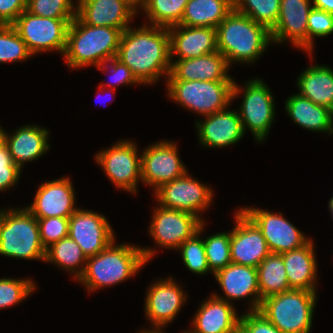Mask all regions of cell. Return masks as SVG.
Returning a JSON list of instances; mask_svg holds the SVG:
<instances>
[{"label":"cell","instance_id":"6da1fadb","mask_svg":"<svg viewBox=\"0 0 333 333\" xmlns=\"http://www.w3.org/2000/svg\"><path fill=\"white\" fill-rule=\"evenodd\" d=\"M118 60L128 66L142 84H152L171 69L170 36L168 28L143 25L130 26L122 32Z\"/></svg>","mask_w":333,"mask_h":333},{"label":"cell","instance_id":"7a4b0ae2","mask_svg":"<svg viewBox=\"0 0 333 333\" xmlns=\"http://www.w3.org/2000/svg\"><path fill=\"white\" fill-rule=\"evenodd\" d=\"M155 250L114 242L95 256L88 257L78 282L89 292L118 284L134 276L154 256Z\"/></svg>","mask_w":333,"mask_h":333},{"label":"cell","instance_id":"3957f363","mask_svg":"<svg viewBox=\"0 0 333 333\" xmlns=\"http://www.w3.org/2000/svg\"><path fill=\"white\" fill-rule=\"evenodd\" d=\"M217 50L229 66L235 62L253 63L270 45V30L233 9L216 27Z\"/></svg>","mask_w":333,"mask_h":333},{"label":"cell","instance_id":"277c9868","mask_svg":"<svg viewBox=\"0 0 333 333\" xmlns=\"http://www.w3.org/2000/svg\"><path fill=\"white\" fill-rule=\"evenodd\" d=\"M121 35L118 28L87 25L76 16L69 24L63 54L68 67L97 66L117 57Z\"/></svg>","mask_w":333,"mask_h":333},{"label":"cell","instance_id":"5b68a950","mask_svg":"<svg viewBox=\"0 0 333 333\" xmlns=\"http://www.w3.org/2000/svg\"><path fill=\"white\" fill-rule=\"evenodd\" d=\"M0 255L45 260L37 218L25 207L0 210Z\"/></svg>","mask_w":333,"mask_h":333},{"label":"cell","instance_id":"8992f818","mask_svg":"<svg viewBox=\"0 0 333 333\" xmlns=\"http://www.w3.org/2000/svg\"><path fill=\"white\" fill-rule=\"evenodd\" d=\"M316 294L291 289L264 298L258 311L282 333H310Z\"/></svg>","mask_w":333,"mask_h":333},{"label":"cell","instance_id":"52a82bcc","mask_svg":"<svg viewBox=\"0 0 333 333\" xmlns=\"http://www.w3.org/2000/svg\"><path fill=\"white\" fill-rule=\"evenodd\" d=\"M235 81L168 80V96L181 106L203 116L228 108L242 91Z\"/></svg>","mask_w":333,"mask_h":333},{"label":"cell","instance_id":"ba28073f","mask_svg":"<svg viewBox=\"0 0 333 333\" xmlns=\"http://www.w3.org/2000/svg\"><path fill=\"white\" fill-rule=\"evenodd\" d=\"M73 20L74 18L41 17L26 9L12 26L33 55L51 50H57L63 55L68 27Z\"/></svg>","mask_w":333,"mask_h":333},{"label":"cell","instance_id":"9c48e42d","mask_svg":"<svg viewBox=\"0 0 333 333\" xmlns=\"http://www.w3.org/2000/svg\"><path fill=\"white\" fill-rule=\"evenodd\" d=\"M243 102L238 111L244 132L250 129L257 142L265 140L275 118L274 97L259 78L245 83ZM247 127V128H245Z\"/></svg>","mask_w":333,"mask_h":333},{"label":"cell","instance_id":"30bf717a","mask_svg":"<svg viewBox=\"0 0 333 333\" xmlns=\"http://www.w3.org/2000/svg\"><path fill=\"white\" fill-rule=\"evenodd\" d=\"M138 154L134 142L123 140L98 152L95 157L116 187L136 193L137 183L141 180V156Z\"/></svg>","mask_w":333,"mask_h":333},{"label":"cell","instance_id":"8fae6325","mask_svg":"<svg viewBox=\"0 0 333 333\" xmlns=\"http://www.w3.org/2000/svg\"><path fill=\"white\" fill-rule=\"evenodd\" d=\"M154 193L160 206L191 213L202 222L199 212L208 209L213 199L212 188L190 177L188 172L180 178L161 185Z\"/></svg>","mask_w":333,"mask_h":333},{"label":"cell","instance_id":"7c38bea8","mask_svg":"<svg viewBox=\"0 0 333 333\" xmlns=\"http://www.w3.org/2000/svg\"><path fill=\"white\" fill-rule=\"evenodd\" d=\"M141 155V181L153 186L161 185L184 176L188 171L179 159L174 142L160 141L145 148Z\"/></svg>","mask_w":333,"mask_h":333},{"label":"cell","instance_id":"4fadbf2b","mask_svg":"<svg viewBox=\"0 0 333 333\" xmlns=\"http://www.w3.org/2000/svg\"><path fill=\"white\" fill-rule=\"evenodd\" d=\"M241 210L261 230L271 253L289 252L302 247L310 240L296 226L286 220L281 212L275 214L251 207L241 208Z\"/></svg>","mask_w":333,"mask_h":333},{"label":"cell","instance_id":"5bb4252c","mask_svg":"<svg viewBox=\"0 0 333 333\" xmlns=\"http://www.w3.org/2000/svg\"><path fill=\"white\" fill-rule=\"evenodd\" d=\"M68 236L80 246L87 258L115 242V235L106 217L84 209H77L69 217Z\"/></svg>","mask_w":333,"mask_h":333},{"label":"cell","instance_id":"9a60e30c","mask_svg":"<svg viewBox=\"0 0 333 333\" xmlns=\"http://www.w3.org/2000/svg\"><path fill=\"white\" fill-rule=\"evenodd\" d=\"M201 223L202 221L191 213L159 205L154 210L149 234L158 245L178 250L182 243L198 232Z\"/></svg>","mask_w":333,"mask_h":333},{"label":"cell","instance_id":"2e32d148","mask_svg":"<svg viewBox=\"0 0 333 333\" xmlns=\"http://www.w3.org/2000/svg\"><path fill=\"white\" fill-rule=\"evenodd\" d=\"M235 226L230 232L232 263L257 268L271 253L261 230L239 209L235 214Z\"/></svg>","mask_w":333,"mask_h":333},{"label":"cell","instance_id":"e0dca14e","mask_svg":"<svg viewBox=\"0 0 333 333\" xmlns=\"http://www.w3.org/2000/svg\"><path fill=\"white\" fill-rule=\"evenodd\" d=\"M178 285L170 276L165 280L156 281L148 289L145 314L147 320H150L154 326L152 331H163V327L176 318L183 303L187 300V294L183 293Z\"/></svg>","mask_w":333,"mask_h":333},{"label":"cell","instance_id":"ac0fdd59","mask_svg":"<svg viewBox=\"0 0 333 333\" xmlns=\"http://www.w3.org/2000/svg\"><path fill=\"white\" fill-rule=\"evenodd\" d=\"M71 182L70 178L62 177L42 183L33 203L26 209L36 218H69L78 209L74 206L75 192Z\"/></svg>","mask_w":333,"mask_h":333},{"label":"cell","instance_id":"d6986e66","mask_svg":"<svg viewBox=\"0 0 333 333\" xmlns=\"http://www.w3.org/2000/svg\"><path fill=\"white\" fill-rule=\"evenodd\" d=\"M312 8L310 0H280L278 20L270 30L272 42L288 39L293 46L307 51V19Z\"/></svg>","mask_w":333,"mask_h":333},{"label":"cell","instance_id":"ffe728a7","mask_svg":"<svg viewBox=\"0 0 333 333\" xmlns=\"http://www.w3.org/2000/svg\"><path fill=\"white\" fill-rule=\"evenodd\" d=\"M214 277L224 291L225 299L217 294H213L214 296L228 303H231L230 300L253 296V302L249 304L251 305L249 311L259 310L262 300L259 293L257 268L230 263L217 271Z\"/></svg>","mask_w":333,"mask_h":333},{"label":"cell","instance_id":"44dd1931","mask_svg":"<svg viewBox=\"0 0 333 333\" xmlns=\"http://www.w3.org/2000/svg\"><path fill=\"white\" fill-rule=\"evenodd\" d=\"M170 36V61L172 56L177 60L193 59L210 54L217 50L216 28L188 27L175 25L168 28ZM176 54V55H173Z\"/></svg>","mask_w":333,"mask_h":333},{"label":"cell","instance_id":"7402d4cb","mask_svg":"<svg viewBox=\"0 0 333 333\" xmlns=\"http://www.w3.org/2000/svg\"><path fill=\"white\" fill-rule=\"evenodd\" d=\"M76 16L85 24L122 32L137 12L123 0H77Z\"/></svg>","mask_w":333,"mask_h":333},{"label":"cell","instance_id":"603a6c76","mask_svg":"<svg viewBox=\"0 0 333 333\" xmlns=\"http://www.w3.org/2000/svg\"><path fill=\"white\" fill-rule=\"evenodd\" d=\"M229 64L219 51L193 59L171 62L168 80L181 81H234L227 74Z\"/></svg>","mask_w":333,"mask_h":333},{"label":"cell","instance_id":"cb8c5ba5","mask_svg":"<svg viewBox=\"0 0 333 333\" xmlns=\"http://www.w3.org/2000/svg\"><path fill=\"white\" fill-rule=\"evenodd\" d=\"M196 121L199 142L207 147H226L238 142L245 134L237 111L222 110Z\"/></svg>","mask_w":333,"mask_h":333},{"label":"cell","instance_id":"d4e9b609","mask_svg":"<svg viewBox=\"0 0 333 333\" xmlns=\"http://www.w3.org/2000/svg\"><path fill=\"white\" fill-rule=\"evenodd\" d=\"M240 317L233 304L210 296L201 304L187 333H238Z\"/></svg>","mask_w":333,"mask_h":333},{"label":"cell","instance_id":"484cf974","mask_svg":"<svg viewBox=\"0 0 333 333\" xmlns=\"http://www.w3.org/2000/svg\"><path fill=\"white\" fill-rule=\"evenodd\" d=\"M311 239L302 247L282 253L290 289L316 291L317 261Z\"/></svg>","mask_w":333,"mask_h":333},{"label":"cell","instance_id":"4316f807","mask_svg":"<svg viewBox=\"0 0 333 333\" xmlns=\"http://www.w3.org/2000/svg\"><path fill=\"white\" fill-rule=\"evenodd\" d=\"M49 131L37 125H25L6 136L13 162L22 170L24 163L37 160L49 149Z\"/></svg>","mask_w":333,"mask_h":333},{"label":"cell","instance_id":"83f0119b","mask_svg":"<svg viewBox=\"0 0 333 333\" xmlns=\"http://www.w3.org/2000/svg\"><path fill=\"white\" fill-rule=\"evenodd\" d=\"M290 118L299 126L314 132L333 133V111L313 103L310 99L295 94L285 101Z\"/></svg>","mask_w":333,"mask_h":333},{"label":"cell","instance_id":"f1b7e54d","mask_svg":"<svg viewBox=\"0 0 333 333\" xmlns=\"http://www.w3.org/2000/svg\"><path fill=\"white\" fill-rule=\"evenodd\" d=\"M297 86L298 94L333 111V70L330 67L309 66L298 77Z\"/></svg>","mask_w":333,"mask_h":333},{"label":"cell","instance_id":"f546056e","mask_svg":"<svg viewBox=\"0 0 333 333\" xmlns=\"http://www.w3.org/2000/svg\"><path fill=\"white\" fill-rule=\"evenodd\" d=\"M233 9V0H189L180 25L216 28Z\"/></svg>","mask_w":333,"mask_h":333},{"label":"cell","instance_id":"4dcf8cb0","mask_svg":"<svg viewBox=\"0 0 333 333\" xmlns=\"http://www.w3.org/2000/svg\"><path fill=\"white\" fill-rule=\"evenodd\" d=\"M260 299L291 290L281 254L270 253L257 267Z\"/></svg>","mask_w":333,"mask_h":333},{"label":"cell","instance_id":"1f68e13d","mask_svg":"<svg viewBox=\"0 0 333 333\" xmlns=\"http://www.w3.org/2000/svg\"><path fill=\"white\" fill-rule=\"evenodd\" d=\"M87 259L80 246L69 236L46 249L45 262H52L60 268L74 273L73 278L77 281L84 273Z\"/></svg>","mask_w":333,"mask_h":333},{"label":"cell","instance_id":"d6a6232c","mask_svg":"<svg viewBox=\"0 0 333 333\" xmlns=\"http://www.w3.org/2000/svg\"><path fill=\"white\" fill-rule=\"evenodd\" d=\"M189 0H145L142 10L150 25L172 27L180 24Z\"/></svg>","mask_w":333,"mask_h":333},{"label":"cell","instance_id":"836d02e7","mask_svg":"<svg viewBox=\"0 0 333 333\" xmlns=\"http://www.w3.org/2000/svg\"><path fill=\"white\" fill-rule=\"evenodd\" d=\"M234 9L271 30L280 10V0H233Z\"/></svg>","mask_w":333,"mask_h":333},{"label":"cell","instance_id":"e575fe53","mask_svg":"<svg viewBox=\"0 0 333 333\" xmlns=\"http://www.w3.org/2000/svg\"><path fill=\"white\" fill-rule=\"evenodd\" d=\"M205 254L210 273L217 271L232 263L230 253V232H221L203 239Z\"/></svg>","mask_w":333,"mask_h":333},{"label":"cell","instance_id":"d590c367","mask_svg":"<svg viewBox=\"0 0 333 333\" xmlns=\"http://www.w3.org/2000/svg\"><path fill=\"white\" fill-rule=\"evenodd\" d=\"M32 56L12 25H0V63L25 61Z\"/></svg>","mask_w":333,"mask_h":333},{"label":"cell","instance_id":"8d00e7d4","mask_svg":"<svg viewBox=\"0 0 333 333\" xmlns=\"http://www.w3.org/2000/svg\"><path fill=\"white\" fill-rule=\"evenodd\" d=\"M203 227L204 221L199 226L198 232L187 239L178 248L181 251L185 266L197 275L209 273L210 271L205 254L204 241L199 238L200 234H202Z\"/></svg>","mask_w":333,"mask_h":333},{"label":"cell","instance_id":"74e56055","mask_svg":"<svg viewBox=\"0 0 333 333\" xmlns=\"http://www.w3.org/2000/svg\"><path fill=\"white\" fill-rule=\"evenodd\" d=\"M35 288L32 279H0V309L20 303L32 294Z\"/></svg>","mask_w":333,"mask_h":333},{"label":"cell","instance_id":"f35d334b","mask_svg":"<svg viewBox=\"0 0 333 333\" xmlns=\"http://www.w3.org/2000/svg\"><path fill=\"white\" fill-rule=\"evenodd\" d=\"M73 0H27V10L37 16L48 18H75Z\"/></svg>","mask_w":333,"mask_h":333},{"label":"cell","instance_id":"ab89813d","mask_svg":"<svg viewBox=\"0 0 333 333\" xmlns=\"http://www.w3.org/2000/svg\"><path fill=\"white\" fill-rule=\"evenodd\" d=\"M333 33V14L312 8L307 19V52L312 54L313 37H326Z\"/></svg>","mask_w":333,"mask_h":333},{"label":"cell","instance_id":"60d3db41","mask_svg":"<svg viewBox=\"0 0 333 333\" xmlns=\"http://www.w3.org/2000/svg\"><path fill=\"white\" fill-rule=\"evenodd\" d=\"M41 242L45 249L68 236L69 218H37Z\"/></svg>","mask_w":333,"mask_h":333},{"label":"cell","instance_id":"b9f144b4","mask_svg":"<svg viewBox=\"0 0 333 333\" xmlns=\"http://www.w3.org/2000/svg\"><path fill=\"white\" fill-rule=\"evenodd\" d=\"M238 333H282L259 311L240 316Z\"/></svg>","mask_w":333,"mask_h":333},{"label":"cell","instance_id":"7bdbcfd3","mask_svg":"<svg viewBox=\"0 0 333 333\" xmlns=\"http://www.w3.org/2000/svg\"><path fill=\"white\" fill-rule=\"evenodd\" d=\"M21 174V169L13 162L7 145L0 148V191L15 185Z\"/></svg>","mask_w":333,"mask_h":333},{"label":"cell","instance_id":"ee69618b","mask_svg":"<svg viewBox=\"0 0 333 333\" xmlns=\"http://www.w3.org/2000/svg\"><path fill=\"white\" fill-rule=\"evenodd\" d=\"M110 66H108V64ZM111 67L110 70H112V78H113V84L112 86H110L111 84L108 83V87H112L111 88V92H114L115 90V86L120 85V84H141L137 78L133 75L131 69L126 66L125 64H123L120 60H118L116 57L115 58H111L108 60H104L101 64L97 65L96 67L101 71L104 69H108V67ZM117 84V85H116Z\"/></svg>","mask_w":333,"mask_h":333},{"label":"cell","instance_id":"f6af8a7d","mask_svg":"<svg viewBox=\"0 0 333 333\" xmlns=\"http://www.w3.org/2000/svg\"><path fill=\"white\" fill-rule=\"evenodd\" d=\"M27 9V0H0V25H12Z\"/></svg>","mask_w":333,"mask_h":333},{"label":"cell","instance_id":"bcb514c9","mask_svg":"<svg viewBox=\"0 0 333 333\" xmlns=\"http://www.w3.org/2000/svg\"><path fill=\"white\" fill-rule=\"evenodd\" d=\"M313 8L333 14V0H312Z\"/></svg>","mask_w":333,"mask_h":333},{"label":"cell","instance_id":"7dc6e473","mask_svg":"<svg viewBox=\"0 0 333 333\" xmlns=\"http://www.w3.org/2000/svg\"><path fill=\"white\" fill-rule=\"evenodd\" d=\"M123 1H125L127 4H129L137 12L138 11L137 8L143 7L145 0H123ZM138 5L140 7H137Z\"/></svg>","mask_w":333,"mask_h":333},{"label":"cell","instance_id":"c3c4849f","mask_svg":"<svg viewBox=\"0 0 333 333\" xmlns=\"http://www.w3.org/2000/svg\"><path fill=\"white\" fill-rule=\"evenodd\" d=\"M6 136L7 133L0 126V148L6 145Z\"/></svg>","mask_w":333,"mask_h":333},{"label":"cell","instance_id":"681fc988","mask_svg":"<svg viewBox=\"0 0 333 333\" xmlns=\"http://www.w3.org/2000/svg\"><path fill=\"white\" fill-rule=\"evenodd\" d=\"M329 205V209H330V211H331V213H332V215H333V197L329 200V203H328ZM332 218H333V216H332Z\"/></svg>","mask_w":333,"mask_h":333},{"label":"cell","instance_id":"f907efd6","mask_svg":"<svg viewBox=\"0 0 333 333\" xmlns=\"http://www.w3.org/2000/svg\"><path fill=\"white\" fill-rule=\"evenodd\" d=\"M138 333H140V332H138ZM141 333H163L162 331H152V330H149V329H147V330H141Z\"/></svg>","mask_w":333,"mask_h":333}]
</instances>
